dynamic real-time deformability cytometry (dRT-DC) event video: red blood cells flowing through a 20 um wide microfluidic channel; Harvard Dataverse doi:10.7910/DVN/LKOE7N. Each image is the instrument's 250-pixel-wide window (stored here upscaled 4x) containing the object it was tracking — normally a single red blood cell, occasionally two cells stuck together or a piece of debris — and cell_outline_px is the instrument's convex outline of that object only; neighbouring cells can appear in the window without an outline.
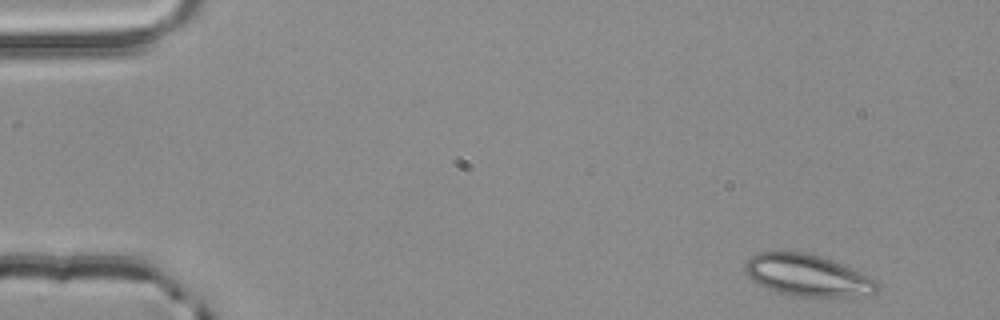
{"species": "common noctule bat (a hibernating species)", "species_latin": "Nyctalus noctula", "temperature_condition": "room temperature", "stored_images_in_passage": 3, "camera_frame_rate_fps": 3000, "um_per_image_px": 0.085, "animal": {"sex": "male", "body_mass_g": 20.4}, "frame": {"image": 1, "passage_image": 1, "time_ms": 0.0, "image_size_px": [1000, 320], "cell_outline_px": [[880, 288], [876, 292], [848, 296], [792, 296], [776, 292], [756, 284], [744, 272], [744, 264], [752, 256], [760, 252], [804, 252], [820, 256], [832, 260], [872, 276], [880, 284]], "centroid_in_image_um": [68.62, 23.4], "position_along_channel_um": 16.4, "area_um2": 32.14}}